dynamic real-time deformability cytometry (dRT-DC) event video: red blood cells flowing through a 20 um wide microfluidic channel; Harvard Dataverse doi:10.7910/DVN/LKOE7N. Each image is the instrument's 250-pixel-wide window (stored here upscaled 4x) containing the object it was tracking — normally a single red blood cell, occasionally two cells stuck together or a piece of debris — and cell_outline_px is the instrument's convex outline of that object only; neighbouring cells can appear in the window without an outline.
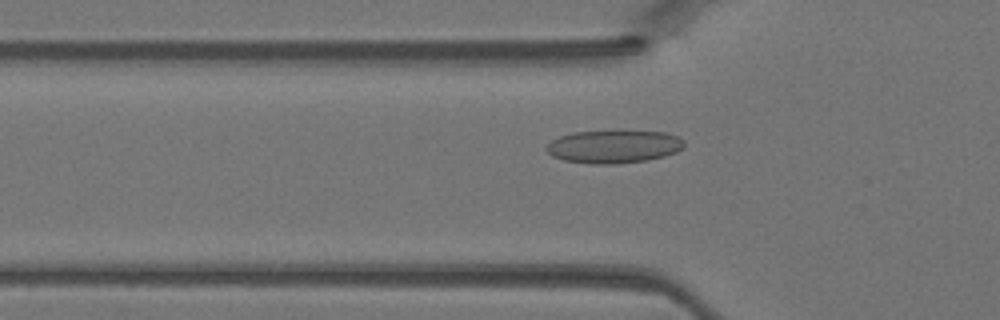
{"species": "Egyptian fruit bat (a non-hibernating species)", "species_latin": "Rousettus aegyptiacus", "temperature_condition": "warm", "stored_images_in_passage": 37, "camera_frame_rate_fps": 3000, "um_per_image_px": 0.085, "animal": {"sex": "female"}, "frame": {"image": 1, "passage_image": 7, "time_ms": 2.0, "image_size_px": [1000, 320], "cell_outline_px": [[684, 148], [676, 152], [664, 156], [648, 160], [616, 164], [592, 164], [564, 160], [552, 156], [544, 148], [552, 140], [560, 136], [572, 132], [664, 132], [680, 136], [684, 140]], "centroid_in_image_um": [52.18, 12.48], "position_along_channel_um": 73.6, "area_um2": 26.3}}
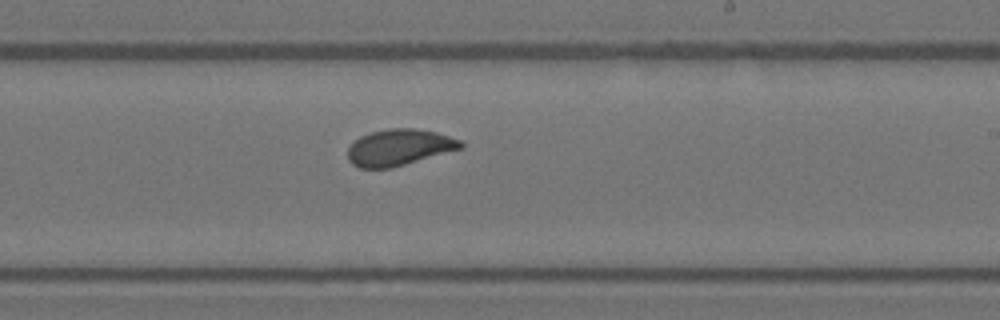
{"frame": {"image": 2, "passage_image": 19, "time_ms": 6.0, "image_size_px": [1000, 320], "cell_outline_px": [[464, 148], [392, 168], [360, 168], [352, 164], [348, 160], [348, 148], [360, 136], [372, 132], [392, 128], [412, 128], [436, 132], [460, 140], [464, 144]], "centroid_in_image_um": [33.94, 12.54], "position_along_channel_um": 255.1, "area_um2": 23.87}}
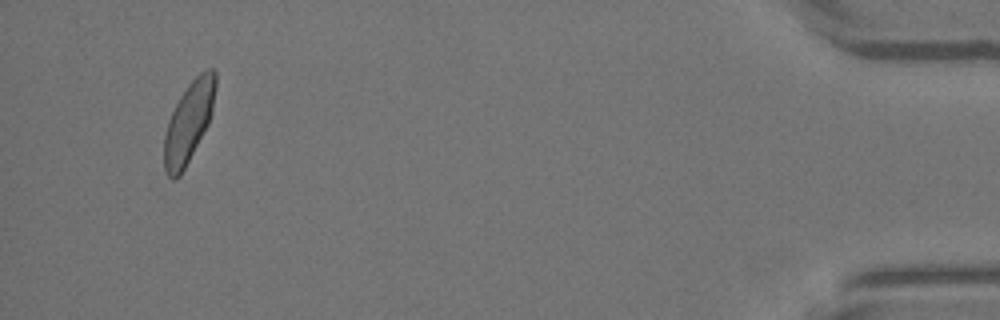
{"frame": {"image": 3, "passage_image": 35, "time_ms": 11.333, "image_size_px": [1000, 320], "cell_outline_px": [[216, 88], [212, 112], [208, 124], [180, 176], [176, 180], [172, 180], [168, 176], [164, 168], [164, 136], [168, 120], [180, 96], [188, 84], [200, 72], [208, 68], [216, 68]], "centroid_in_image_um": [16.05, 10.36], "position_along_channel_um": 419.2, "area_um2": 24.1}}